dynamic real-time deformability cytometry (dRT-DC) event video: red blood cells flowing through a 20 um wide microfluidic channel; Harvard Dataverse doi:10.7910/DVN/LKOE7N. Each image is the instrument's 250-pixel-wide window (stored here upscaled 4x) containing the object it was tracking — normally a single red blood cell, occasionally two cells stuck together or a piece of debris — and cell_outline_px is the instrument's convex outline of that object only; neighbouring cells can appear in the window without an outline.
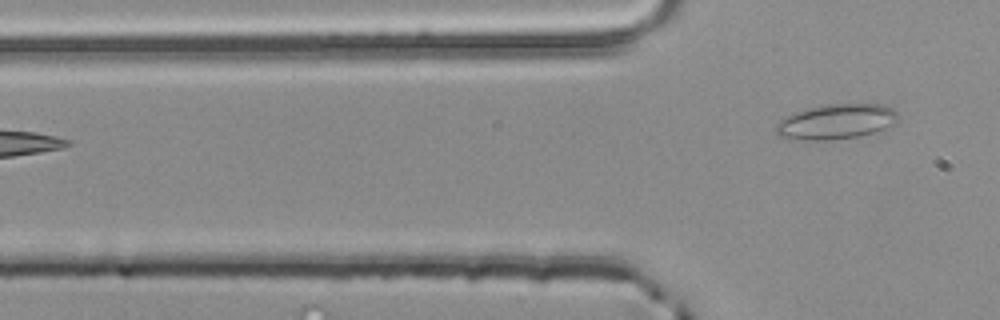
{"species": "common noctule bat (a hibernating species)", "species_latin": "Nyctalus noctula", "temperature_condition": "room temperature", "stored_images_in_passage": 5, "camera_frame_rate_fps": 3000, "um_per_image_px": 0.085, "animal": {"sex": "male", "body_mass_g": 20.4}, "frame": {"image": 1, "passage_image": 5, "time_ms": 1.333, "image_size_px": [1000, 320], "cell_outline_px": [[900, 120], [896, 124], [872, 132], [856, 136], [828, 140], [804, 140], [780, 136], [776, 132], [776, 124], [780, 120], [796, 112], [824, 104], [884, 104], [892, 108], [900, 116]], "centroid_in_image_um": [71.13, 10.33], "position_along_channel_um": 54.7, "area_um2": 24.74}}